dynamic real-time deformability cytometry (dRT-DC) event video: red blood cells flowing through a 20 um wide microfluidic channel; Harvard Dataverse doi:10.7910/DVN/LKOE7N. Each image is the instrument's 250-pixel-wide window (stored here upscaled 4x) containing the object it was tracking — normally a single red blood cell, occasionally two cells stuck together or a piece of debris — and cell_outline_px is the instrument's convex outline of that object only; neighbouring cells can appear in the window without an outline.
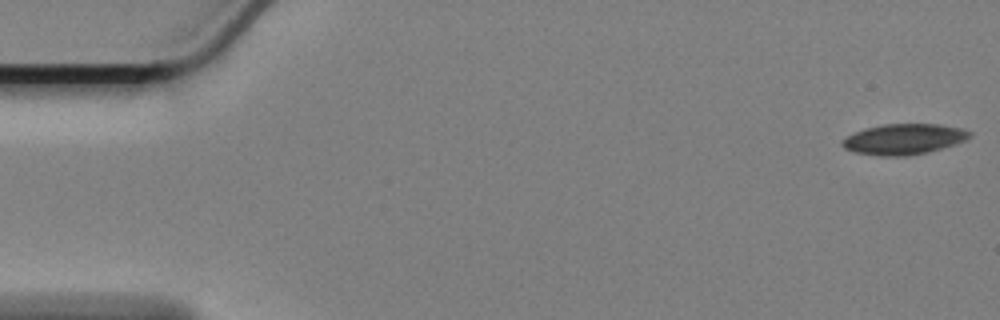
{"species": "Egyptian fruit bat (a non-hibernating species)", "species_latin": "Rousettus aegyptiacus", "temperature_condition": "cold", "stored_images_in_passage": 55, "camera_frame_rate_fps": 3000, "um_per_image_px": 0.085, "animal": {"sex": "female"}, "frame": {"image": 1, "passage_image": 1, "time_ms": 0.0, "image_size_px": [1000, 320], "cell_outline_px": [[972, 136], [964, 140], [940, 148], [924, 152], [904, 156], [880, 156], [856, 152], [844, 148], [840, 144], [848, 136], [864, 128], [884, 124], [940, 124], [960, 128], [972, 132]], "centroid_in_image_um": [76.81, 11.81], "position_along_channel_um": 8.2, "area_um2": 22.31}}
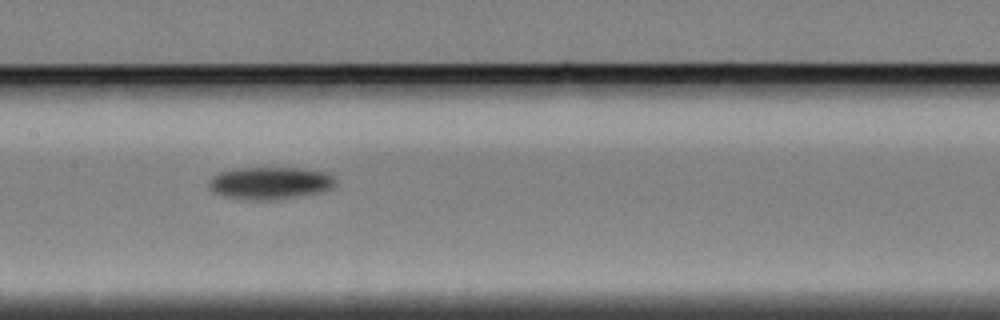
{"frame": {"image": 2, "passage_image": 28, "time_ms": 9.0, "image_size_px": [1000, 320], "cell_outline_px": [[336, 184], [332, 188], [324, 192], [276, 200], [248, 200], [224, 196], [212, 192], [208, 188], [208, 180], [212, 176], [220, 172], [232, 168], [304, 168], [328, 172], [336, 180]], "centroid_in_image_um": [22.96, 15.56], "position_along_channel_um": 184.4, "area_um2": 24.45}}
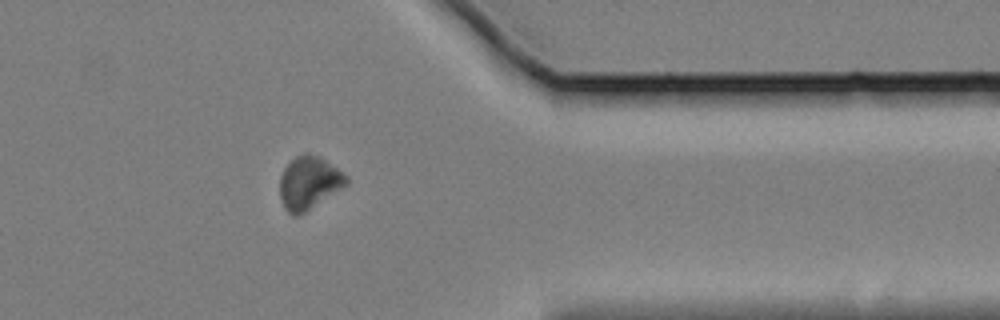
{"frame": {"image": 3, "passage_image": 47, "time_ms": 15.333, "image_size_px": [1000, 320], "cell_outline_px": [[348, 184], [304, 212], [296, 216], [292, 216], [284, 208], [280, 196], [280, 176], [284, 168], [296, 156], [304, 152], [320, 156], [348, 176]], "centroid_in_image_um": [26.25, 15.52], "position_along_channel_um": 385.1, "area_um2": 20.35}, "authors_computed_cell_mechanics": {"area_um2": 22.7154, "velocity_mm_per_s": 3.3798, "shape_relaxation_time_tau1_ms": 8.9064, "shape_relaxation_time_tau2_ms": null, "deformation_change_tau1": 0.1467, "deformation_change_tau2": null}}